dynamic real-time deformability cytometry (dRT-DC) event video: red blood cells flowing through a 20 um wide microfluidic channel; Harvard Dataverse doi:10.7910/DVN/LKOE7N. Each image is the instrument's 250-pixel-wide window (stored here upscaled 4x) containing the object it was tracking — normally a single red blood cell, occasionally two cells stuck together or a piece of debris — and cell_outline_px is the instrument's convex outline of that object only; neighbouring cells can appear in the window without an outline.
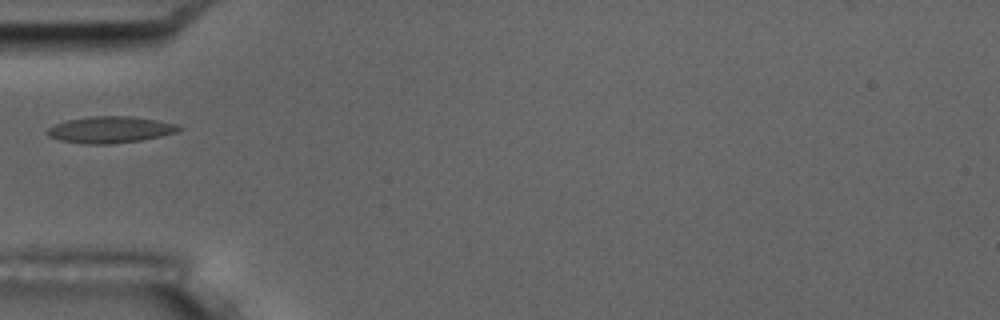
{"species": "common noctule bat (a hibernating species)", "species_latin": "Nyctalus noctula", "temperature_condition": "room temperature", "stored_images_in_passage": 6, "camera_frame_rate_fps": 3000, "um_per_image_px": 0.085, "animal": {"sex": "male", "body_mass_g": 17.5, "forearm_length_mm": 52.3}, "frame": {"image": 1, "passage_image": 3, "time_ms": 3.333, "image_size_px": [1000, 320], "cell_outline_px": [[184, 128], [176, 132], [160, 136], [140, 140], [112, 144], [80, 144], [60, 140], [48, 136], [44, 132], [48, 128], [56, 124], [68, 120], [92, 116], [132, 116], [180, 124]], "centroid_in_image_um": [9.38, 11.02], "position_along_channel_um": 75.6, "area_um2": 20.46}}
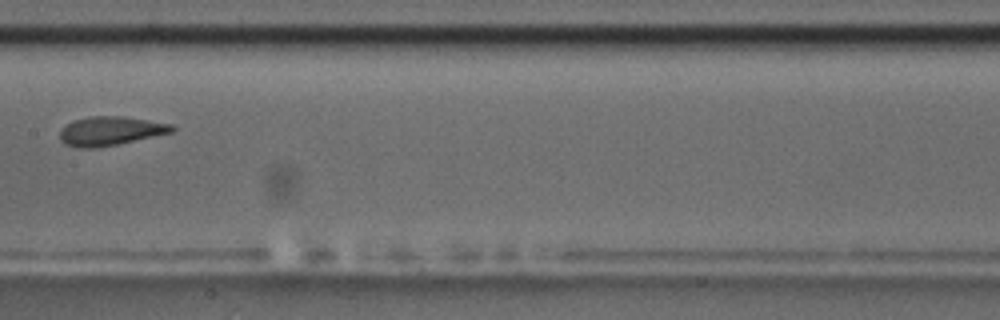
{"frame": {"image": 2, "passage_image": 6, "time_ms": 6.667, "image_size_px": [1000, 320], "cell_outline_px": [[176, 128], [172, 132], [116, 144], [96, 148], [76, 148], [64, 144], [60, 140], [60, 132], [72, 120], [88, 116], [124, 116], [172, 124]], "centroid_in_image_um": [9.36, 11.13], "position_along_channel_um": 198.0, "area_um2": 18.84}}